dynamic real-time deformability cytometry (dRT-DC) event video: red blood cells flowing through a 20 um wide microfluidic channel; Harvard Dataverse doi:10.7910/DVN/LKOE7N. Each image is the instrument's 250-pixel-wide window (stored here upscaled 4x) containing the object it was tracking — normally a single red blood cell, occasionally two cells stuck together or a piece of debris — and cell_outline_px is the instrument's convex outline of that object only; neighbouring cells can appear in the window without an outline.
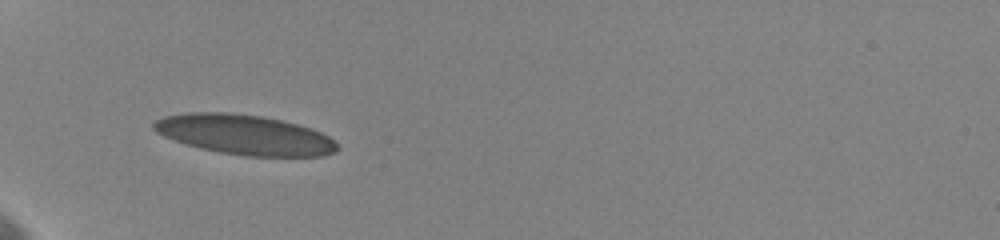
{"species": "human", "species_latin": "Homo sapiens", "temperature_condition": "cold", "stored_images_in_passage": 2, "camera_frame_rate_fps": 3000, "um_per_image_px": 0.085, "donor": {"sex": "female"}, "frame": {"image": 1, "passage_image": 1, "time_ms": 0.0, "image_size_px": [1000, 240], "cell_outline_px": [[340, 148], [336, 152], [324, 156], [244, 156], [220, 152], [200, 148], [164, 136], [156, 132], [152, 128], [152, 124], [156, 120], [164, 116], [188, 112], [228, 112], [260, 116], [280, 120], [296, 124], [320, 132], [328, 136]], "centroid_in_image_um": [20.78, 11.45], "position_along_channel_um": 64.2, "area_um2": 42.43}}